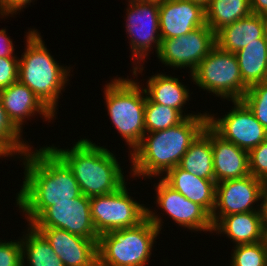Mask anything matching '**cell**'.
Wrapping results in <instances>:
<instances>
[{
	"label": "cell",
	"mask_w": 267,
	"mask_h": 266,
	"mask_svg": "<svg viewBox=\"0 0 267 266\" xmlns=\"http://www.w3.org/2000/svg\"><path fill=\"white\" fill-rule=\"evenodd\" d=\"M31 150L21 157L25 178L16 195L28 225L55 202L72 201L82 195L71 169L49 146Z\"/></svg>",
	"instance_id": "obj_1"
},
{
	"label": "cell",
	"mask_w": 267,
	"mask_h": 266,
	"mask_svg": "<svg viewBox=\"0 0 267 266\" xmlns=\"http://www.w3.org/2000/svg\"><path fill=\"white\" fill-rule=\"evenodd\" d=\"M207 125L208 114L199 113L168 129L145 133L140 145L130 154L132 176H163L178 166L190 144Z\"/></svg>",
	"instance_id": "obj_2"
},
{
	"label": "cell",
	"mask_w": 267,
	"mask_h": 266,
	"mask_svg": "<svg viewBox=\"0 0 267 266\" xmlns=\"http://www.w3.org/2000/svg\"><path fill=\"white\" fill-rule=\"evenodd\" d=\"M50 148L71 169L82 194L89 198L112 193L127 183L115 155L88 139L78 140L71 150Z\"/></svg>",
	"instance_id": "obj_3"
},
{
	"label": "cell",
	"mask_w": 267,
	"mask_h": 266,
	"mask_svg": "<svg viewBox=\"0 0 267 266\" xmlns=\"http://www.w3.org/2000/svg\"><path fill=\"white\" fill-rule=\"evenodd\" d=\"M24 51L19 58L18 80L31 89L54 115L57 114V99L69 80L70 67L67 69L55 61L37 30L27 32Z\"/></svg>",
	"instance_id": "obj_4"
},
{
	"label": "cell",
	"mask_w": 267,
	"mask_h": 266,
	"mask_svg": "<svg viewBox=\"0 0 267 266\" xmlns=\"http://www.w3.org/2000/svg\"><path fill=\"white\" fill-rule=\"evenodd\" d=\"M162 219L147 207V218L131 228L111 230L98 240V266H146Z\"/></svg>",
	"instance_id": "obj_5"
},
{
	"label": "cell",
	"mask_w": 267,
	"mask_h": 266,
	"mask_svg": "<svg viewBox=\"0 0 267 266\" xmlns=\"http://www.w3.org/2000/svg\"><path fill=\"white\" fill-rule=\"evenodd\" d=\"M132 78H114L104 88L108 115L118 133L124 138L130 154L141 143L145 134L146 93ZM145 94V96H144Z\"/></svg>",
	"instance_id": "obj_6"
},
{
	"label": "cell",
	"mask_w": 267,
	"mask_h": 266,
	"mask_svg": "<svg viewBox=\"0 0 267 266\" xmlns=\"http://www.w3.org/2000/svg\"><path fill=\"white\" fill-rule=\"evenodd\" d=\"M198 87L227 100H242L248 87L243 83L235 53L215 45L190 74Z\"/></svg>",
	"instance_id": "obj_7"
},
{
	"label": "cell",
	"mask_w": 267,
	"mask_h": 266,
	"mask_svg": "<svg viewBox=\"0 0 267 266\" xmlns=\"http://www.w3.org/2000/svg\"><path fill=\"white\" fill-rule=\"evenodd\" d=\"M143 205L129 195L126 183L112 193L91 197V219L97 234L139 225L147 218Z\"/></svg>",
	"instance_id": "obj_8"
},
{
	"label": "cell",
	"mask_w": 267,
	"mask_h": 266,
	"mask_svg": "<svg viewBox=\"0 0 267 266\" xmlns=\"http://www.w3.org/2000/svg\"><path fill=\"white\" fill-rule=\"evenodd\" d=\"M128 2L126 32L131 41L132 58L134 61L137 60L136 67L133 66V74L137 76V72L141 73L144 70L140 60L144 61L146 56H149L152 45L155 46L156 54L160 49L159 0H129Z\"/></svg>",
	"instance_id": "obj_9"
},
{
	"label": "cell",
	"mask_w": 267,
	"mask_h": 266,
	"mask_svg": "<svg viewBox=\"0 0 267 266\" xmlns=\"http://www.w3.org/2000/svg\"><path fill=\"white\" fill-rule=\"evenodd\" d=\"M215 45V33L205 23L186 35L162 39L157 57L165 66L189 67L192 74Z\"/></svg>",
	"instance_id": "obj_10"
},
{
	"label": "cell",
	"mask_w": 267,
	"mask_h": 266,
	"mask_svg": "<svg viewBox=\"0 0 267 266\" xmlns=\"http://www.w3.org/2000/svg\"><path fill=\"white\" fill-rule=\"evenodd\" d=\"M232 102L234 108L222 118H215L208 113V125L224 140L249 152L267 139V130L243 100Z\"/></svg>",
	"instance_id": "obj_11"
},
{
	"label": "cell",
	"mask_w": 267,
	"mask_h": 266,
	"mask_svg": "<svg viewBox=\"0 0 267 266\" xmlns=\"http://www.w3.org/2000/svg\"><path fill=\"white\" fill-rule=\"evenodd\" d=\"M33 228H58L71 234L98 242L90 211V198L81 195L72 201L55 202L31 224Z\"/></svg>",
	"instance_id": "obj_12"
},
{
	"label": "cell",
	"mask_w": 267,
	"mask_h": 266,
	"mask_svg": "<svg viewBox=\"0 0 267 266\" xmlns=\"http://www.w3.org/2000/svg\"><path fill=\"white\" fill-rule=\"evenodd\" d=\"M263 181L248 175L216 183L215 208L211 215L213 226L223 217L235 213L259 212L253 208L260 200Z\"/></svg>",
	"instance_id": "obj_13"
},
{
	"label": "cell",
	"mask_w": 267,
	"mask_h": 266,
	"mask_svg": "<svg viewBox=\"0 0 267 266\" xmlns=\"http://www.w3.org/2000/svg\"><path fill=\"white\" fill-rule=\"evenodd\" d=\"M156 204L179 226L195 231L213 233L211 215L199 204L185 198L174 190L162 178L155 186Z\"/></svg>",
	"instance_id": "obj_14"
},
{
	"label": "cell",
	"mask_w": 267,
	"mask_h": 266,
	"mask_svg": "<svg viewBox=\"0 0 267 266\" xmlns=\"http://www.w3.org/2000/svg\"><path fill=\"white\" fill-rule=\"evenodd\" d=\"M50 243L65 266H98V242L58 228H34Z\"/></svg>",
	"instance_id": "obj_15"
},
{
	"label": "cell",
	"mask_w": 267,
	"mask_h": 266,
	"mask_svg": "<svg viewBox=\"0 0 267 266\" xmlns=\"http://www.w3.org/2000/svg\"><path fill=\"white\" fill-rule=\"evenodd\" d=\"M159 22L161 40L186 35L206 23L205 10L188 0H159Z\"/></svg>",
	"instance_id": "obj_16"
},
{
	"label": "cell",
	"mask_w": 267,
	"mask_h": 266,
	"mask_svg": "<svg viewBox=\"0 0 267 266\" xmlns=\"http://www.w3.org/2000/svg\"><path fill=\"white\" fill-rule=\"evenodd\" d=\"M0 100L8 118L21 132L28 117L39 113L44 116L45 121H51L55 116L35 93L19 80L0 90Z\"/></svg>",
	"instance_id": "obj_17"
},
{
	"label": "cell",
	"mask_w": 267,
	"mask_h": 266,
	"mask_svg": "<svg viewBox=\"0 0 267 266\" xmlns=\"http://www.w3.org/2000/svg\"><path fill=\"white\" fill-rule=\"evenodd\" d=\"M213 170L216 183L240 179L250 175L249 153L234 143L224 140L211 128Z\"/></svg>",
	"instance_id": "obj_18"
},
{
	"label": "cell",
	"mask_w": 267,
	"mask_h": 266,
	"mask_svg": "<svg viewBox=\"0 0 267 266\" xmlns=\"http://www.w3.org/2000/svg\"><path fill=\"white\" fill-rule=\"evenodd\" d=\"M162 178L185 198L202 206L210 215L215 208L216 182L193 175L179 165L170 169Z\"/></svg>",
	"instance_id": "obj_19"
},
{
	"label": "cell",
	"mask_w": 267,
	"mask_h": 266,
	"mask_svg": "<svg viewBox=\"0 0 267 266\" xmlns=\"http://www.w3.org/2000/svg\"><path fill=\"white\" fill-rule=\"evenodd\" d=\"M264 37V16L250 13L215 33L216 45L227 52L236 53L248 44Z\"/></svg>",
	"instance_id": "obj_20"
},
{
	"label": "cell",
	"mask_w": 267,
	"mask_h": 266,
	"mask_svg": "<svg viewBox=\"0 0 267 266\" xmlns=\"http://www.w3.org/2000/svg\"><path fill=\"white\" fill-rule=\"evenodd\" d=\"M213 231L226 234L236 245L252 244L265 240L266 228L259 212L235 213L223 216Z\"/></svg>",
	"instance_id": "obj_21"
},
{
	"label": "cell",
	"mask_w": 267,
	"mask_h": 266,
	"mask_svg": "<svg viewBox=\"0 0 267 266\" xmlns=\"http://www.w3.org/2000/svg\"><path fill=\"white\" fill-rule=\"evenodd\" d=\"M144 87L147 98L154 103L177 109L182 115L184 104L189 99V90L178 78L158 73L147 80Z\"/></svg>",
	"instance_id": "obj_22"
},
{
	"label": "cell",
	"mask_w": 267,
	"mask_h": 266,
	"mask_svg": "<svg viewBox=\"0 0 267 266\" xmlns=\"http://www.w3.org/2000/svg\"><path fill=\"white\" fill-rule=\"evenodd\" d=\"M179 166L200 178L214 180L211 127L209 125L190 144Z\"/></svg>",
	"instance_id": "obj_23"
},
{
	"label": "cell",
	"mask_w": 267,
	"mask_h": 266,
	"mask_svg": "<svg viewBox=\"0 0 267 266\" xmlns=\"http://www.w3.org/2000/svg\"><path fill=\"white\" fill-rule=\"evenodd\" d=\"M243 83L249 88L267 80V44L265 38L248 44L235 53Z\"/></svg>",
	"instance_id": "obj_24"
},
{
	"label": "cell",
	"mask_w": 267,
	"mask_h": 266,
	"mask_svg": "<svg viewBox=\"0 0 267 266\" xmlns=\"http://www.w3.org/2000/svg\"><path fill=\"white\" fill-rule=\"evenodd\" d=\"M28 226V234L21 239L23 266H26L25 263L27 266H65L47 239L31 225Z\"/></svg>",
	"instance_id": "obj_25"
},
{
	"label": "cell",
	"mask_w": 267,
	"mask_h": 266,
	"mask_svg": "<svg viewBox=\"0 0 267 266\" xmlns=\"http://www.w3.org/2000/svg\"><path fill=\"white\" fill-rule=\"evenodd\" d=\"M204 10L205 22L214 33L251 13L250 0H210Z\"/></svg>",
	"instance_id": "obj_26"
},
{
	"label": "cell",
	"mask_w": 267,
	"mask_h": 266,
	"mask_svg": "<svg viewBox=\"0 0 267 266\" xmlns=\"http://www.w3.org/2000/svg\"><path fill=\"white\" fill-rule=\"evenodd\" d=\"M195 114L182 115L177 109L159 103L151 102L146 97L145 102V133L168 129L181 123L186 117Z\"/></svg>",
	"instance_id": "obj_27"
},
{
	"label": "cell",
	"mask_w": 267,
	"mask_h": 266,
	"mask_svg": "<svg viewBox=\"0 0 267 266\" xmlns=\"http://www.w3.org/2000/svg\"><path fill=\"white\" fill-rule=\"evenodd\" d=\"M21 134V131L8 118L0 100V152L5 157L17 155V153L22 157L31 149V146L23 141Z\"/></svg>",
	"instance_id": "obj_28"
},
{
	"label": "cell",
	"mask_w": 267,
	"mask_h": 266,
	"mask_svg": "<svg viewBox=\"0 0 267 266\" xmlns=\"http://www.w3.org/2000/svg\"><path fill=\"white\" fill-rule=\"evenodd\" d=\"M231 256L230 266H267V242L236 245Z\"/></svg>",
	"instance_id": "obj_29"
},
{
	"label": "cell",
	"mask_w": 267,
	"mask_h": 266,
	"mask_svg": "<svg viewBox=\"0 0 267 266\" xmlns=\"http://www.w3.org/2000/svg\"><path fill=\"white\" fill-rule=\"evenodd\" d=\"M242 100L267 130V81L249 87Z\"/></svg>",
	"instance_id": "obj_30"
},
{
	"label": "cell",
	"mask_w": 267,
	"mask_h": 266,
	"mask_svg": "<svg viewBox=\"0 0 267 266\" xmlns=\"http://www.w3.org/2000/svg\"><path fill=\"white\" fill-rule=\"evenodd\" d=\"M250 175L267 181V139L249 152Z\"/></svg>",
	"instance_id": "obj_31"
},
{
	"label": "cell",
	"mask_w": 267,
	"mask_h": 266,
	"mask_svg": "<svg viewBox=\"0 0 267 266\" xmlns=\"http://www.w3.org/2000/svg\"><path fill=\"white\" fill-rule=\"evenodd\" d=\"M22 258L21 239L0 242V266H23Z\"/></svg>",
	"instance_id": "obj_32"
},
{
	"label": "cell",
	"mask_w": 267,
	"mask_h": 266,
	"mask_svg": "<svg viewBox=\"0 0 267 266\" xmlns=\"http://www.w3.org/2000/svg\"><path fill=\"white\" fill-rule=\"evenodd\" d=\"M19 57L0 58V90L18 81Z\"/></svg>",
	"instance_id": "obj_33"
},
{
	"label": "cell",
	"mask_w": 267,
	"mask_h": 266,
	"mask_svg": "<svg viewBox=\"0 0 267 266\" xmlns=\"http://www.w3.org/2000/svg\"><path fill=\"white\" fill-rule=\"evenodd\" d=\"M32 0H0V17L9 16V14H16L17 11L26 8Z\"/></svg>",
	"instance_id": "obj_34"
},
{
	"label": "cell",
	"mask_w": 267,
	"mask_h": 266,
	"mask_svg": "<svg viewBox=\"0 0 267 266\" xmlns=\"http://www.w3.org/2000/svg\"><path fill=\"white\" fill-rule=\"evenodd\" d=\"M13 41L6 34V29L0 30V58L17 57L14 52ZM14 54V55H13Z\"/></svg>",
	"instance_id": "obj_35"
},
{
	"label": "cell",
	"mask_w": 267,
	"mask_h": 266,
	"mask_svg": "<svg viewBox=\"0 0 267 266\" xmlns=\"http://www.w3.org/2000/svg\"><path fill=\"white\" fill-rule=\"evenodd\" d=\"M260 201L262 202L260 205H258L260 206L259 213H260V216H261V219L263 221L265 228H267V181H263V184L261 186Z\"/></svg>",
	"instance_id": "obj_36"
},
{
	"label": "cell",
	"mask_w": 267,
	"mask_h": 266,
	"mask_svg": "<svg viewBox=\"0 0 267 266\" xmlns=\"http://www.w3.org/2000/svg\"><path fill=\"white\" fill-rule=\"evenodd\" d=\"M251 13L267 15V0H250Z\"/></svg>",
	"instance_id": "obj_37"
},
{
	"label": "cell",
	"mask_w": 267,
	"mask_h": 266,
	"mask_svg": "<svg viewBox=\"0 0 267 266\" xmlns=\"http://www.w3.org/2000/svg\"><path fill=\"white\" fill-rule=\"evenodd\" d=\"M188 1H192L194 3H197V4L201 5L203 8H205L210 2V0H188Z\"/></svg>",
	"instance_id": "obj_38"
},
{
	"label": "cell",
	"mask_w": 267,
	"mask_h": 266,
	"mask_svg": "<svg viewBox=\"0 0 267 266\" xmlns=\"http://www.w3.org/2000/svg\"><path fill=\"white\" fill-rule=\"evenodd\" d=\"M264 38L267 44V15L264 16Z\"/></svg>",
	"instance_id": "obj_39"
},
{
	"label": "cell",
	"mask_w": 267,
	"mask_h": 266,
	"mask_svg": "<svg viewBox=\"0 0 267 266\" xmlns=\"http://www.w3.org/2000/svg\"><path fill=\"white\" fill-rule=\"evenodd\" d=\"M265 240H266V242H267V228H266Z\"/></svg>",
	"instance_id": "obj_40"
}]
</instances>
